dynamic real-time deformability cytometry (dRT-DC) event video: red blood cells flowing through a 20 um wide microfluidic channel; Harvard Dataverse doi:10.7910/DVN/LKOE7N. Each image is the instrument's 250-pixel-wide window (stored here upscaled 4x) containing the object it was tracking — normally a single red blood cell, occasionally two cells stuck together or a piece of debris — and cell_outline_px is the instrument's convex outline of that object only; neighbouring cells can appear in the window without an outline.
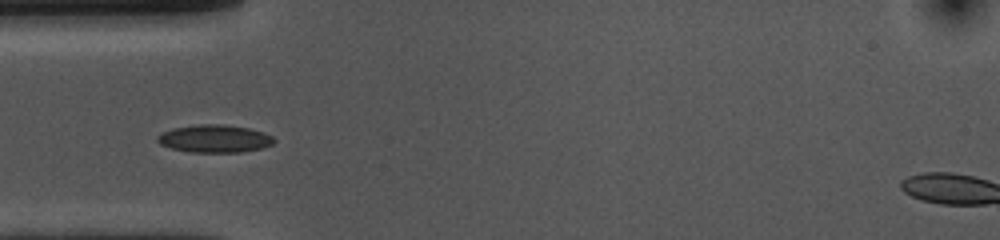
{"species": "common noctule bat (a hibernating species)", "species_latin": "Nyctalus noctula", "temperature_condition": "cold", "stored_images_in_passage": 40, "segment_of_instrument_passage": [1, 2], "camera_frame_rate_fps": 3000, "um_per_image_px": 0.085, "animal": {"sex": "female", "body_mass_g": 10.0, "forearm_length_mm": 53.1}, "frame": {"image": 1, "passage_image": 1, "time_ms": 0.0, "image_size_px": [1000, 240], "cell_outline_px": [[276, 140], [272, 144], [264, 148], [240, 152], [192, 152], [172, 148], [160, 144], [156, 140], [156, 136], [172, 128], [200, 124], [220, 124], [248, 128], [264, 132], [272, 136]], "centroid_in_image_um": [18.26, 11.78], "position_along_channel_um": 66.7, "area_um2": 18.79}}
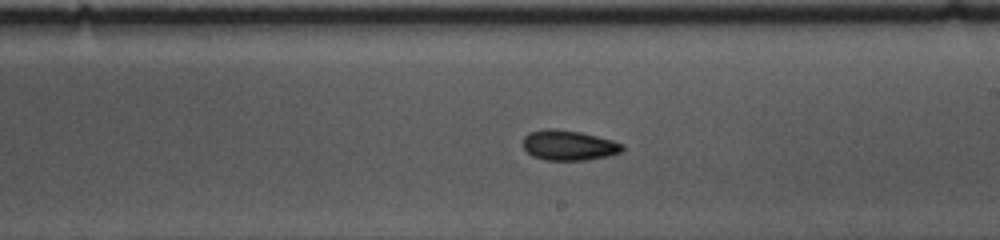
{"frame": {"image": 2, "passage_image": 15, "time_ms": 4.667, "image_size_px": [1000, 240], "cell_outline_px": [[624, 152], [608, 156], [584, 160], [544, 160], [532, 156], [524, 148], [524, 136], [528, 132], [548, 128], [552, 128], [580, 132], [612, 140], [624, 144]], "centroid_in_image_um": [48.36, 12.35], "position_along_channel_um": 240.6, "area_um2": 17.51}}
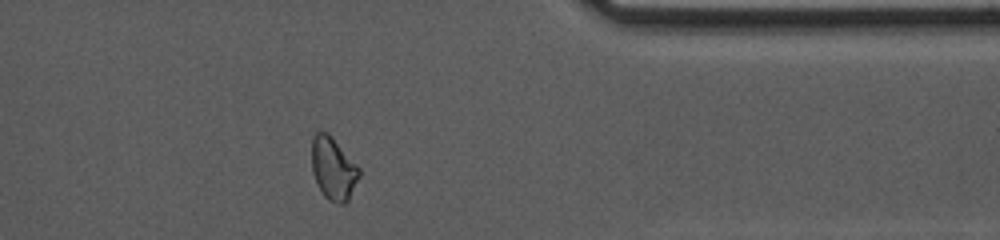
{"frame": {"image": 3, "passage_image": 28, "time_ms": 9.0, "image_size_px": [1000, 240], "cell_outline_px": [[360, 176], [348, 200], [344, 204], [340, 204], [328, 200], [324, 196], [312, 172], [312, 136], [316, 132], [328, 132], [332, 136], [360, 168]], "centroid_in_image_um": [28.33, 14.31], "position_along_channel_um": 383.1, "area_um2": 17.28}}